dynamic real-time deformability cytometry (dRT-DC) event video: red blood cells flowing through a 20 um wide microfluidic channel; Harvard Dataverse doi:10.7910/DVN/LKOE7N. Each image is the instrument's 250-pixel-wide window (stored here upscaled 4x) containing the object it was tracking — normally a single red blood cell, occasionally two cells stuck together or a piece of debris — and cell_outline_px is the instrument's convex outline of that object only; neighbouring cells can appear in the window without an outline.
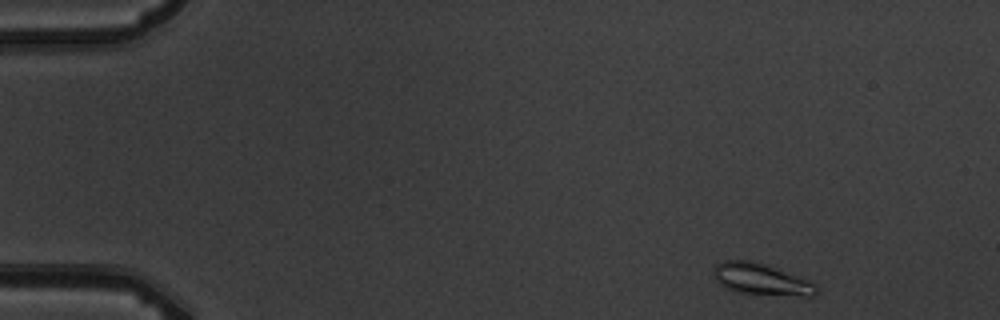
{"species": "common noctule bat (a hibernating species)", "species_latin": "Nyctalus noctula", "temperature_condition": "warm", "stored_images_in_passage": 3, "camera_frame_rate_fps": 3000, "um_per_image_px": 0.085, "animal": {"sex": "male", "body_mass_g": 19.5, "forearm_length_mm": 54.6}, "frame": {"image": 1, "passage_image": 1, "time_ms": 0.0, "image_size_px": [1000, 320], "cell_outline_px": [[820, 292], [816, 296], [804, 296], [736, 292], [724, 288], [712, 276], [712, 272], [716, 264], [724, 260], [752, 260], [764, 264], [808, 280], [816, 284], [820, 288]], "centroid_in_image_um": [64.7, 23.74], "position_along_channel_um": 20.3, "area_um2": 18.96}}